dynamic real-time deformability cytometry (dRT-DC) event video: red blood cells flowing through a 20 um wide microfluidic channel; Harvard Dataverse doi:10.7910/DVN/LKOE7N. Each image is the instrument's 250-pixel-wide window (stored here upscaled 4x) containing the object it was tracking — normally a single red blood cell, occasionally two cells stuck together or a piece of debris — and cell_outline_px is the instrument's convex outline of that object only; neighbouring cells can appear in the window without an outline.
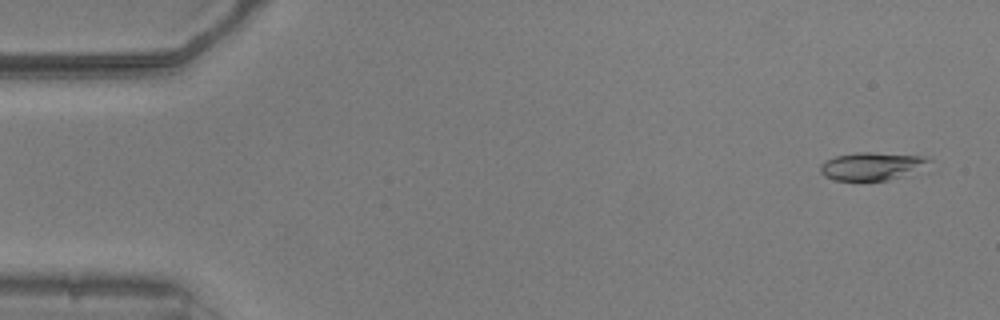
{"species": "common noctule bat (a hibernating species)", "species_latin": "Nyctalus noctula", "temperature_condition": "warm", "stored_images_in_passage": 53, "camera_frame_rate_fps": 3000, "um_per_image_px": 0.085, "animal": {"sex": "male", "body_mass_g": 20.5, "forearm_length_mm": 52.5}, "frame": {"image": 1, "passage_image": 3, "time_ms": 0.667, "image_size_px": [1000, 320], "cell_outline_px": [[932, 172], [888, 180], [836, 180], [824, 176], [820, 172], [820, 164], [824, 160], [836, 156], [856, 152], [872, 152], [924, 156], [932, 160]], "centroid_in_image_um": [74.34, 14.14], "position_along_channel_um": 10.7, "area_um2": 18.84}}
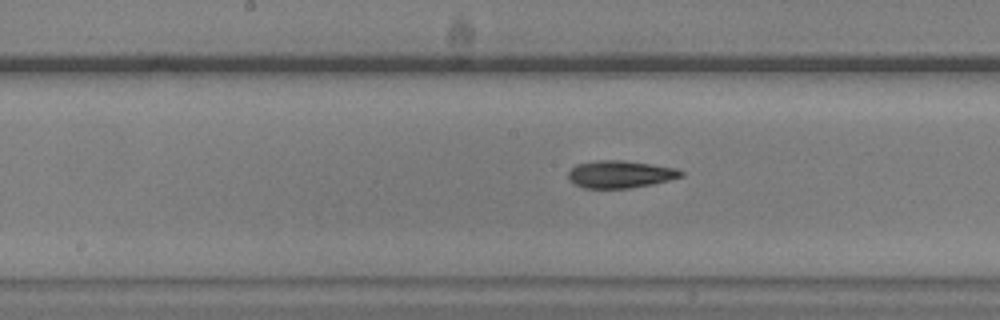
{"frame": {"image": 2, "passage_image": 27, "time_ms": 8.667, "image_size_px": [1000, 320], "cell_outline_px": [[684, 176], [652, 184], [628, 188], [584, 188], [568, 180], [568, 172], [576, 164], [596, 160], [624, 160], [652, 164], [676, 168], [684, 172]], "centroid_in_image_um": [52.71, 14.8], "position_along_channel_um": 195.5, "area_um2": 18.03}}
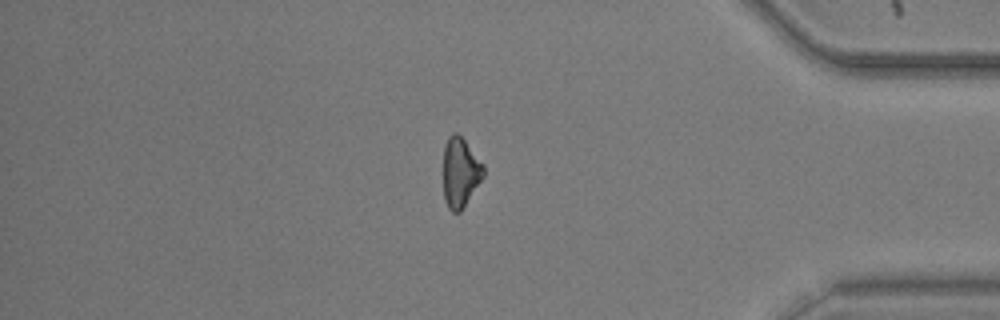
{"frame": {"image": 3, "passage_image": 45, "time_ms": 14.667, "image_size_px": [1000, 320], "cell_outline_px": [[484, 176], [460, 212], [452, 212], [448, 208], [444, 200], [444, 144], [448, 136], [452, 132], [456, 132], [464, 140], [484, 164]], "centroid_in_image_um": [39.12, 14.64], "position_along_channel_um": 396.1, "area_um2": 16.3}}